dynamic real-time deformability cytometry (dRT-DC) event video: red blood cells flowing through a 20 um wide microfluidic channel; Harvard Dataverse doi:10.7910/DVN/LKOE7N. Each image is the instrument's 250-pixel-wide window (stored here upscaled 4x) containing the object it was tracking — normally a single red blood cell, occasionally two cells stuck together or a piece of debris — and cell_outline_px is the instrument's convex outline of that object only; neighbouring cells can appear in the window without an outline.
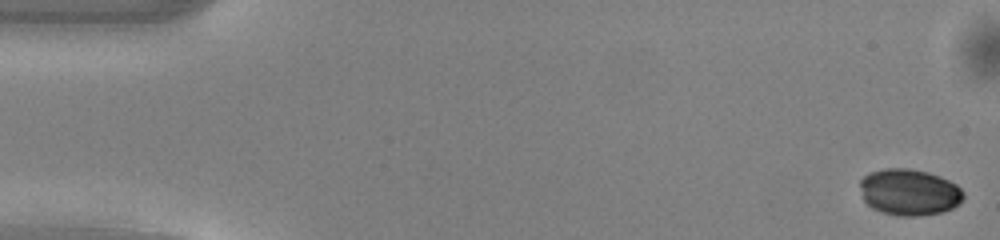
{"species": "common noctule bat (a hibernating species)", "species_latin": "Nyctalus noctula", "temperature_condition": "warm", "stored_images_in_passage": 50, "camera_frame_rate_fps": 3000, "um_per_image_px": 0.085, "animal": {"sex": "male", "body_mass_g": 13.0, "forearm_length_mm": 53.1}, "frame": {"image": 1, "passage_image": 1, "time_ms": 0.0, "image_size_px": [1000, 240], "cell_outline_px": [[964, 196], [952, 208], [940, 212], [920, 216], [900, 216], [884, 212], [872, 208], [864, 200], [860, 188], [860, 180], [864, 176], [872, 172], [884, 168], [908, 168], [928, 172], [940, 176], [956, 184], [964, 192]], "centroid_in_image_um": [77.27, 16.32], "position_along_channel_um": 7.7, "area_um2": 27.8}}
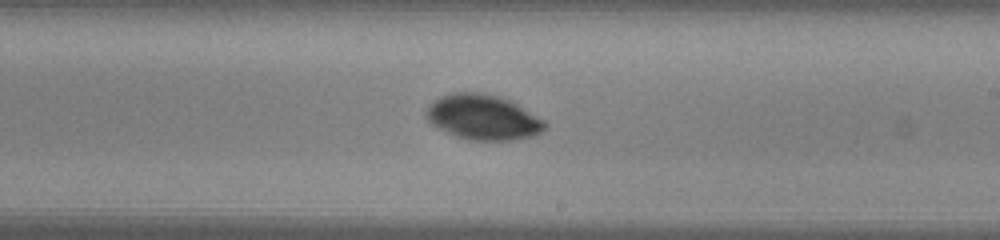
{"frame": {"image": 2, "passage_image": 29, "time_ms": 9.333, "image_size_px": [1000, 240], "cell_outline_px": [[548, 124], [540, 132], [532, 136], [512, 140], [468, 140], [456, 136], [432, 124], [424, 116], [424, 112], [440, 96], [452, 92], [484, 92], [500, 96], [516, 104], [544, 120]], "centroid_in_image_um": [41.04, 9.96], "position_along_channel_um": 248.0, "area_um2": 30.98}}
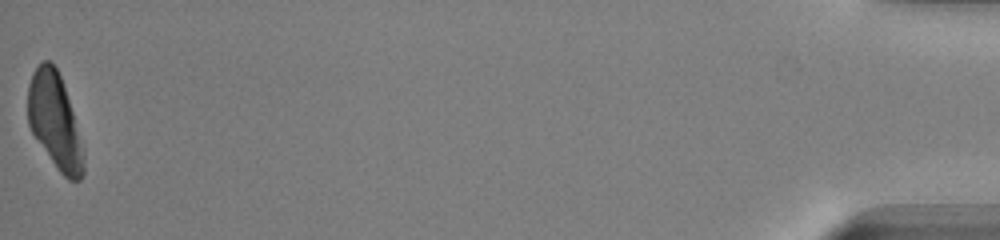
{"frame": {"image": 3, "passage_image": 50, "time_ms": 16.333, "image_size_px": [1000, 240], "cell_outline_px": [[84, 176], [80, 180], [68, 180], [56, 168], [32, 132], [28, 124], [28, 88], [32, 72], [44, 60], [48, 60], [56, 68], [60, 76], [84, 148]], "centroid_in_image_um": [4.67, 10.34], "position_along_channel_um": 430.5, "area_um2": 30.58}}